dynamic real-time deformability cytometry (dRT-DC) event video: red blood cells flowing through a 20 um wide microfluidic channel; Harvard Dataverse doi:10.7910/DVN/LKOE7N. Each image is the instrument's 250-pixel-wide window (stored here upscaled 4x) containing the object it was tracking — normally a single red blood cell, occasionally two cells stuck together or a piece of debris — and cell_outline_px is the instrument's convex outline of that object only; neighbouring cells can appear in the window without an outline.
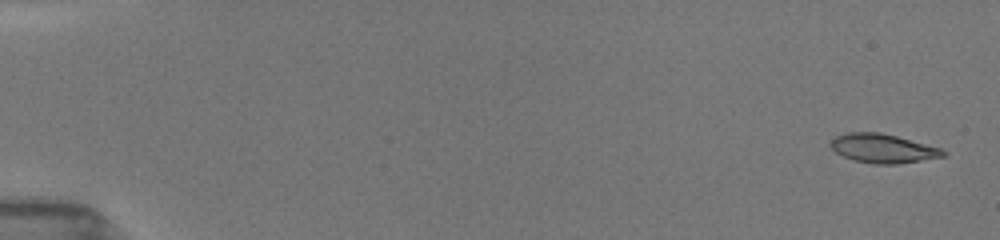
{"species": "common noctule bat (a hibernating species)", "species_latin": "Nyctalus noctula", "temperature_condition": "room temperature", "stored_images_in_passage": 37, "camera_frame_rate_fps": 3000, "um_per_image_px": 0.085, "animal": {"sex": "female", "body_mass_g": 19.5, "forearm_length_mm": 54.1}, "frame": {"image": 1, "passage_image": 2, "time_ms": 0.333, "image_size_px": [1000, 240], "cell_outline_px": [[948, 156], [896, 164], [872, 164], [852, 160], [836, 152], [828, 144], [832, 136], [848, 132], [880, 132], [896, 136], [940, 148], [948, 152]], "centroid_in_image_um": [75.02, 12.61], "position_along_channel_um": 10.0, "area_um2": 19.19}}
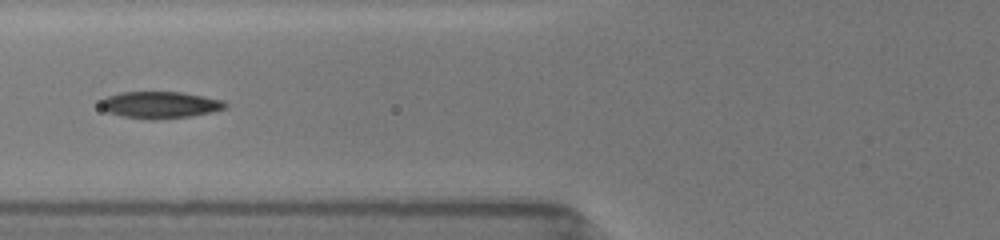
{"frame": {"image": 2, "passage_image": 20, "time_ms": 7.0, "image_size_px": [1000, 240], "cell_outline_px": [[228, 108], [212, 112], [192, 116], [152, 120], [148, 120], [120, 116], [108, 112], [100, 108], [100, 100], [108, 96], [120, 92], [184, 92], [224, 100], [228, 104]], "centroid_in_image_um": [13.62, 8.92], "position_along_channel_um": 112.2, "area_um2": 19.83}}
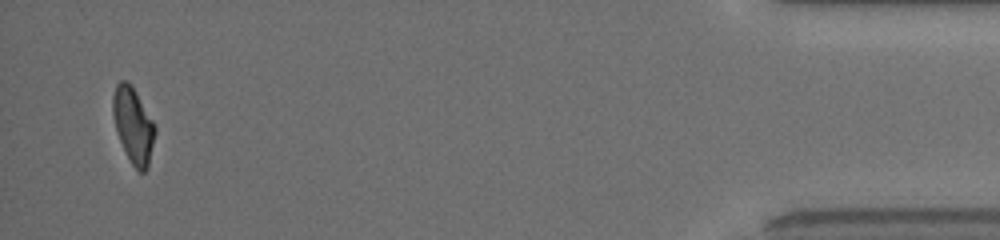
{"frame": {"image": 3, "passage_image": 37, "time_ms": 16.667, "image_size_px": [1000, 240], "cell_outline_px": [[156, 132], [148, 168], [144, 172], [140, 172], [132, 164], [116, 132], [112, 112], [112, 96], [116, 84], [120, 80], [128, 80], [132, 84], [156, 124]], "centroid_in_image_um": [11.34, 10.59], "position_along_channel_um": 423.9, "area_um2": 18.9}, "authors_computed_cell_mechanics": {"area_um2": 19.3052, "velocity_mm_per_s": 3.9753, "shape_relaxation_time_tau1_ms": 4.4289, "shape_relaxation_time_tau2_ms": 3.6788, "deformation_change_tau1": 0.1844, "deformation_change_tau2": 0.1046}}